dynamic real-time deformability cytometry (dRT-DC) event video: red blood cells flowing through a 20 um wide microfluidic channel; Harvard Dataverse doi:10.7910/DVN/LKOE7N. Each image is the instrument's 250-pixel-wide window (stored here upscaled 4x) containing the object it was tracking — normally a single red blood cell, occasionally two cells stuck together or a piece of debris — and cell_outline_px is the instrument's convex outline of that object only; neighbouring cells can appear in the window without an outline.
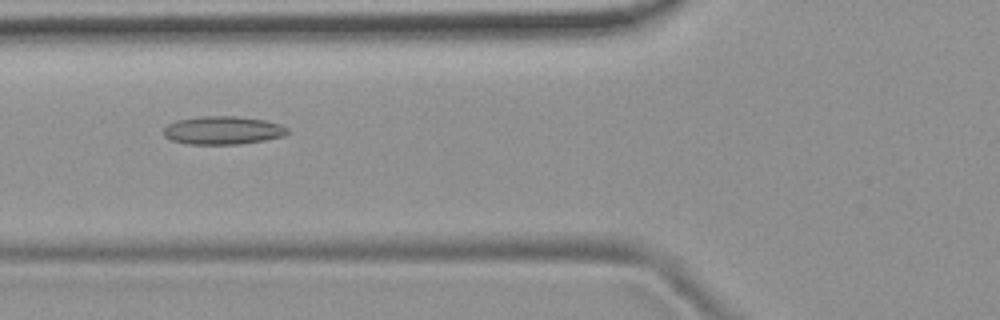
{"species": "common noctule bat (a hibernating species)", "species_latin": "Nyctalus noctula", "temperature_condition": "room temperature", "stored_images_in_passage": 7, "camera_frame_rate_fps": 3000, "um_per_image_px": 0.085, "animal": {"sex": "female", "body_mass_g": 19.9}, "frame": {"image": 1, "passage_image": 2, "time_ms": 1.333, "image_size_px": [1000, 320], "cell_outline_px": [[288, 132], [284, 136], [264, 140], [240, 144], [184, 144], [172, 140], [164, 136], [164, 128], [168, 124], [176, 120], [200, 116], [236, 116], [264, 120], [280, 124], [288, 128]], "centroid_in_image_um": [18.93, 11.08], "position_along_channel_um": 106.9, "area_um2": 20.4}}
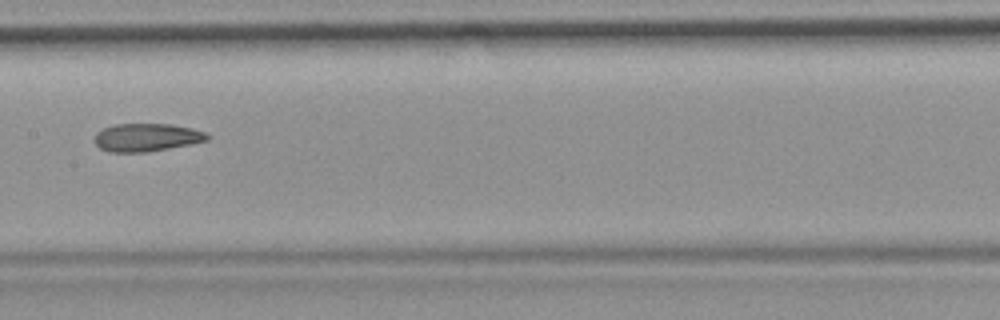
{"frame": {"image": 2, "passage_image": 4, "time_ms": 3.667, "image_size_px": [1000, 320], "cell_outline_px": [[208, 140], [192, 144], [148, 152], [108, 152], [100, 148], [96, 144], [96, 132], [104, 128], [116, 124], [172, 124], [192, 128], [204, 132], [208, 136]], "centroid_in_image_um": [12.47, 11.68], "position_along_channel_um": 194.9, "area_um2": 18.32}}
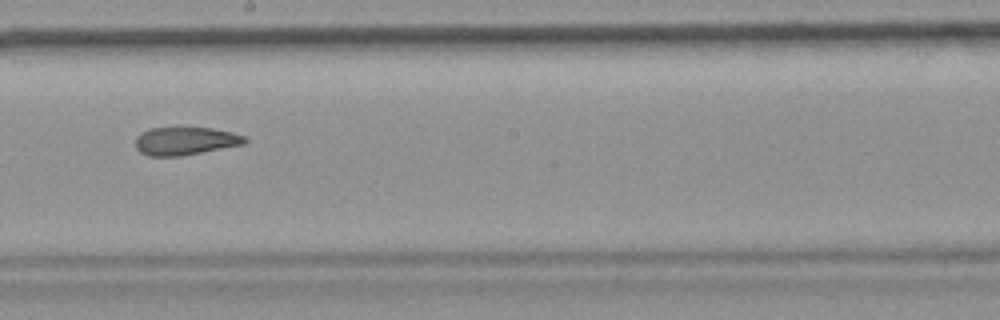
{"frame": {"image": 3, "passage_image": 5, "time_ms": 4.667, "image_size_px": [1000, 320], "cell_outline_px": [[248, 140], [244, 144], [180, 156], [148, 156], [140, 152], [136, 148], [136, 136], [140, 132], [148, 128], [180, 124], [212, 128], [232, 132], [244, 136]], "centroid_in_image_um": [15.7, 11.92], "position_along_channel_um": 232.5, "area_um2": 18.73}}